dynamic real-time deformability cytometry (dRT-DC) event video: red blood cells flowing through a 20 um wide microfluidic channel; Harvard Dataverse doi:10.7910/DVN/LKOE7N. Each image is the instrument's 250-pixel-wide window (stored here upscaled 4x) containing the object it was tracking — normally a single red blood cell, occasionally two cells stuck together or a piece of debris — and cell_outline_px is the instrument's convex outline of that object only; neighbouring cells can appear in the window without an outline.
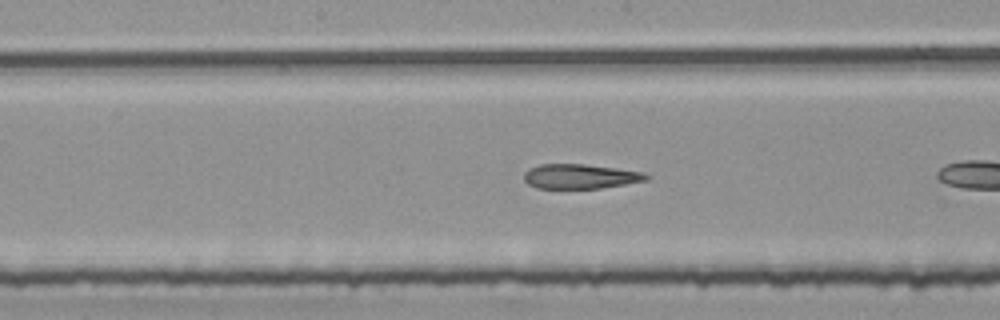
{"species": "common noctule bat (a hibernating species)", "species_latin": "Nyctalus noctula", "temperature_condition": "room temperature", "stored_images_in_passage": 15, "camera_frame_rate_fps": 3000, "um_per_image_px": 0.085, "animal": {"sex": "female", "body_mass_g": 25.1}, "frame": {"image": 1, "passage_image": 11, "time_ms": 3.333, "image_size_px": [1000, 320], "cell_outline_px": [[652, 176], [648, 180], [600, 188], [536, 188], [528, 184], [524, 180], [524, 172], [528, 168], [540, 164], [584, 164], [644, 172]], "centroid_in_image_um": [49.31, 14.99], "position_along_channel_um": 198.9, "area_um2": 17.57}}